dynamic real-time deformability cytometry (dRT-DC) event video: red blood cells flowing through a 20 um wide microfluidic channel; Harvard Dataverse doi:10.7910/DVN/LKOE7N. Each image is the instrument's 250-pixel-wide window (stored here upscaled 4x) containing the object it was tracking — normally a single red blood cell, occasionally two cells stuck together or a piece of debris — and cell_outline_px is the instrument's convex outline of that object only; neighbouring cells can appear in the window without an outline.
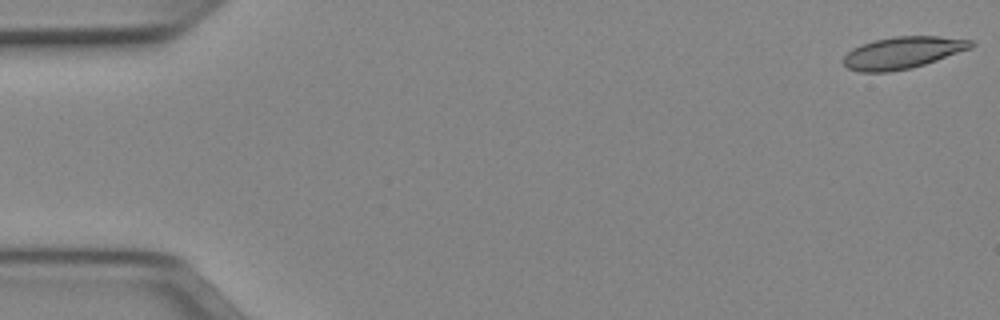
{"species": "Egyptian fruit bat (a non-hibernating species)", "species_latin": "Rousettus aegyptiacus", "temperature_condition": "cold", "stored_images_in_passage": 51, "camera_frame_rate_fps": 3000, "um_per_image_px": 0.085, "animal": {"sex": "female"}, "frame": {"image": 1, "passage_image": 1, "time_ms": 0.0, "image_size_px": [1000, 320], "cell_outline_px": [[976, 44], [972, 48], [912, 68], [888, 72], [860, 72], [848, 68], [844, 64], [844, 56], [852, 48], [860, 44], [876, 40], [896, 36], [940, 36], [972, 40]], "centroid_in_image_um": [76.74, 4.47], "position_along_channel_um": 8.3, "area_um2": 23.7}}
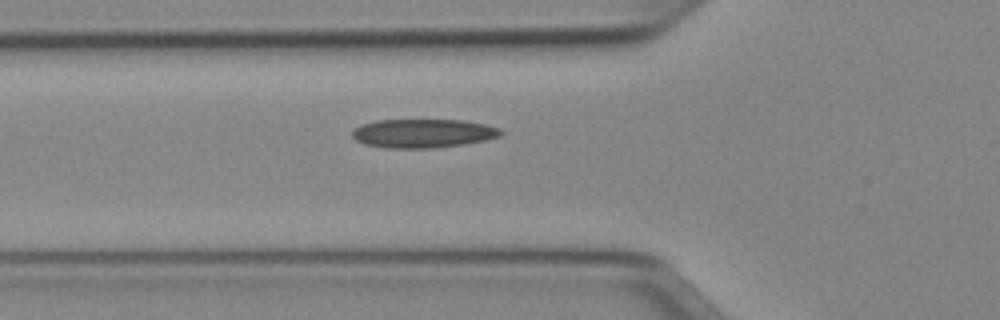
{"frame": {"image": 2, "passage_image": 18, "time_ms": 5.667, "image_size_px": [1000, 320], "cell_outline_px": [[504, 132], [500, 136], [484, 140], [464, 144], [432, 148], [384, 148], [364, 144], [356, 140], [352, 136], [352, 132], [360, 124], [376, 120], [464, 120], [484, 124], [500, 128]], "centroid_in_image_um": [35.94, 11.33], "position_along_channel_um": 89.9, "area_um2": 24.97}}
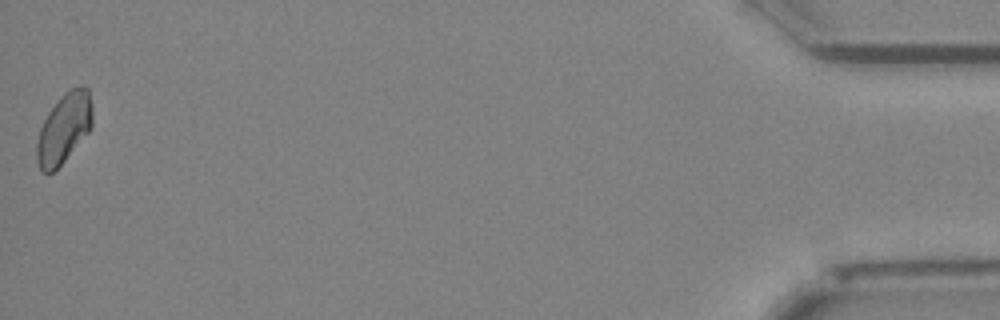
{"frame": {"image": 3, "passage_image": 51, "time_ms": 16.667, "image_size_px": [1000, 320], "cell_outline_px": [[92, 128], [64, 160], [52, 172], [44, 172], [40, 168], [36, 160], [36, 144], [40, 128], [48, 112], [60, 96], [64, 92], [80, 84], [88, 88], [92, 104]], "centroid_in_image_um": [5.45, 10.85], "position_along_channel_um": 429.8, "area_um2": 22.6}}